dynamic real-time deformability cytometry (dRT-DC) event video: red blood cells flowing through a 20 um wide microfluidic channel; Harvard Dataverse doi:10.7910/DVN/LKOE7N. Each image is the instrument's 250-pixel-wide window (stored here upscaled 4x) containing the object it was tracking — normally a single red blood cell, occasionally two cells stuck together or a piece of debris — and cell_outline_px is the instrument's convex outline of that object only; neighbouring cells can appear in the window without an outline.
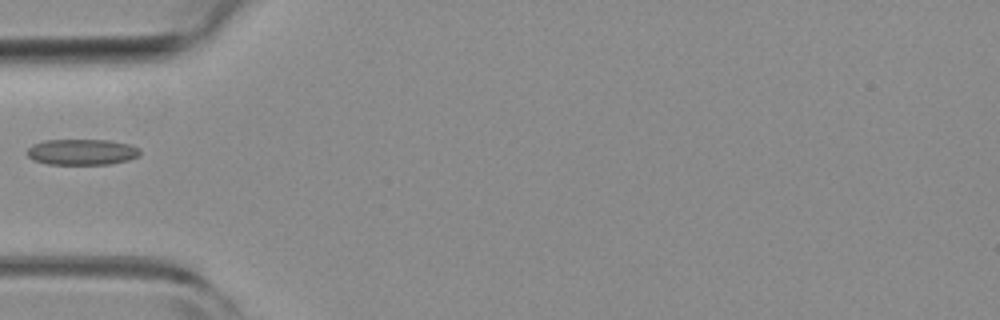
{"species": "common noctule bat (a hibernating species)", "species_latin": "Nyctalus noctula", "temperature_condition": "room temperature", "stored_images_in_passage": 4, "camera_frame_rate_fps": 3000, "um_per_image_px": 0.085, "animal": {"sex": "female", "body_mass_g": 19.3, "forearm_length_mm": 54.1}, "frame": {"image": 1, "passage_image": 3, "time_ms": 0.667, "image_size_px": [1000, 320], "cell_outline_px": [[140, 156], [128, 160], [112, 164], [48, 164], [32, 160], [28, 156], [28, 148], [32, 144], [44, 140], [108, 140], [128, 144], [140, 148]], "centroid_in_image_um": [6.97, 12.92], "position_along_channel_um": 78.0, "area_um2": 17.11}}
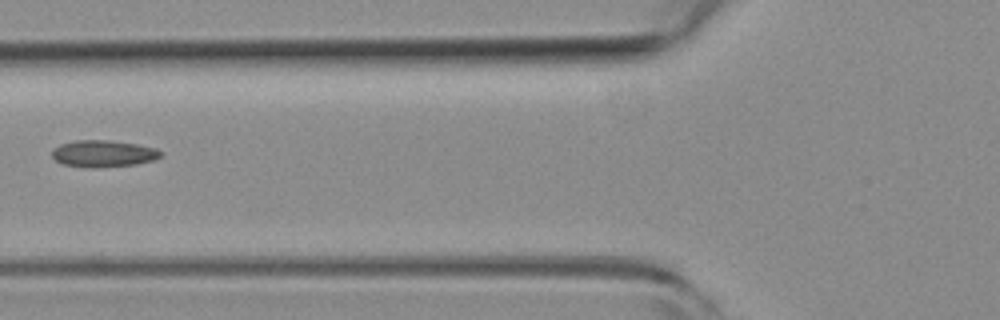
{"frame": {"image": 2, "passage_image": 4, "time_ms": 1.0, "image_size_px": [1000, 320], "cell_outline_px": [[164, 152], [160, 156], [152, 160], [136, 164], [96, 168], [64, 164], [56, 160], [52, 156], [52, 148], [60, 144], [76, 140], [108, 140], [136, 144], [156, 148]], "centroid_in_image_um": [8.78, 13.05], "position_along_channel_um": 117.0, "area_um2": 16.88}}